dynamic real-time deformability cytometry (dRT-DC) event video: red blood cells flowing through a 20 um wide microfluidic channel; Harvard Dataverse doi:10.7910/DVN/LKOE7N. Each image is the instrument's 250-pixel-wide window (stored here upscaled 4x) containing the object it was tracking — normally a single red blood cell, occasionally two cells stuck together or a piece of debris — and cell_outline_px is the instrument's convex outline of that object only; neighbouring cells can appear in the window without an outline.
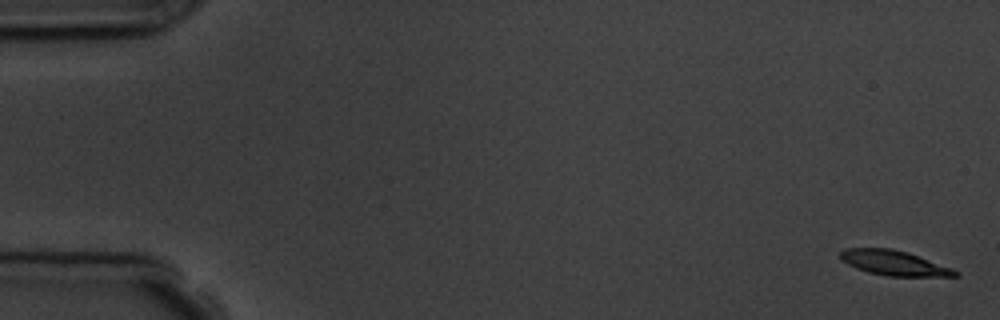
{"species": "common noctule bat (a hibernating species)", "species_latin": "Nyctalus noctula", "temperature_condition": "room temperature", "stored_images_in_passage": 5, "segment_of_instrument_passage": [2, 2], "camera_frame_rate_fps": 3000, "um_per_image_px": 0.085, "animal": {"sex": "male", "body_mass_g": 19.5, "forearm_length_mm": 54.6}, "frame": {"image": 1, "passage_image": 5, "time_ms": 4.667, "image_size_px": [1000, 320], "cell_outline_px": [[960, 276], [888, 276], [868, 272], [856, 268], [840, 260], [840, 252], [844, 248], [892, 248], [908, 252], [952, 268], [960, 272]], "centroid_in_image_um": [75.99, 22.34], "position_along_channel_um": 9.0, "area_um2": 16.7}}